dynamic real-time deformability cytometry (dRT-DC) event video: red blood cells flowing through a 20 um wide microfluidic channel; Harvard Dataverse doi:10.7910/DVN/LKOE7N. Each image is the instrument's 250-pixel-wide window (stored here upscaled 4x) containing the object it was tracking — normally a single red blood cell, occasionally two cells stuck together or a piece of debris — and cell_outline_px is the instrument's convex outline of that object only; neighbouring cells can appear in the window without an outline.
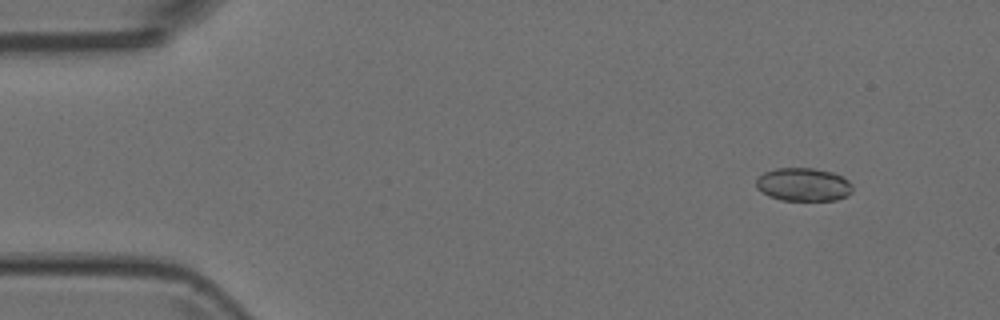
{"species": "Egyptian fruit bat (a non-hibernating species)", "species_latin": "Rousettus aegyptiacus", "temperature_condition": "room temperature", "stored_images_in_passage": 3, "camera_frame_rate_fps": 3000, "um_per_image_px": 0.085, "animal": {"sex": "female"}, "frame": {"image": 1, "passage_image": 1, "time_ms": 0.0, "image_size_px": [1000, 320], "cell_outline_px": [[852, 192], [848, 196], [836, 200], [780, 200], [768, 196], [756, 188], [756, 180], [764, 172], [776, 168], [812, 168], [832, 172], [848, 180], [852, 184]], "centroid_in_image_um": [68.29, 15.69], "position_along_channel_um": 16.7, "area_um2": 18.73}}
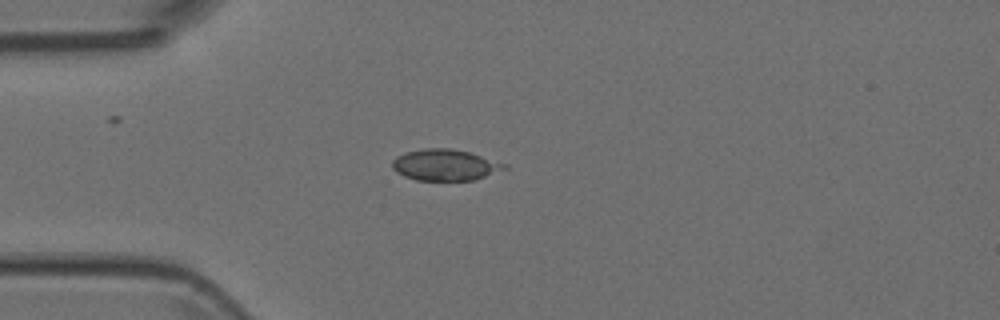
{"frame": {"image": 2, "passage_image": 3, "time_ms": 0.667, "image_size_px": [1000, 320], "cell_outline_px": [[508, 168], [472, 180], [416, 180], [404, 176], [396, 172], [392, 168], [392, 160], [396, 156], [408, 152], [424, 148], [448, 148], [468, 152], [508, 164]], "centroid_in_image_um": [37.81, 14.02], "position_along_channel_um": 47.2, "area_um2": 20.23}}